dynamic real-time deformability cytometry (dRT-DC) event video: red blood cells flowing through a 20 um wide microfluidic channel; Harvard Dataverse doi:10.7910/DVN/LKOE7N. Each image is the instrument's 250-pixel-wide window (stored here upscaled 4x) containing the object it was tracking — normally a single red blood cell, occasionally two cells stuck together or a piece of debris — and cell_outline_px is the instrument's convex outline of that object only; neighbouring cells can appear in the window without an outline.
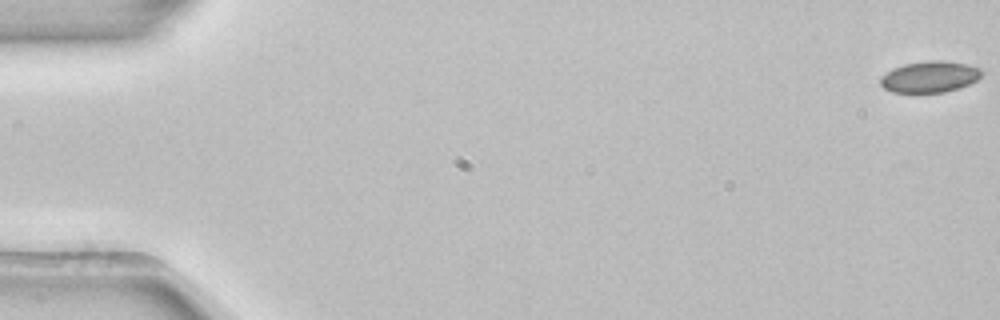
{"species": "common noctule bat (a hibernating species)", "species_latin": "Nyctalus noctula", "temperature_condition": "room temperature", "stored_images_in_passage": 54, "camera_frame_rate_fps": 3000, "um_per_image_px": 0.085, "animal": {"sex": "female", "body_mass_g": 22.7, "forearm_length_mm": 54.2}, "frame": {"image": 1, "passage_image": 1, "time_ms": 0.0, "image_size_px": [1000, 320], "cell_outline_px": [[984, 72], [976, 80], [968, 84], [944, 92], [892, 92], [884, 88], [880, 84], [880, 76], [892, 68], [904, 64], [928, 60], [944, 60], [968, 64], [980, 68]], "centroid_in_image_um": [79.01, 6.51], "position_along_channel_um": 6.0, "area_um2": 18.5}}
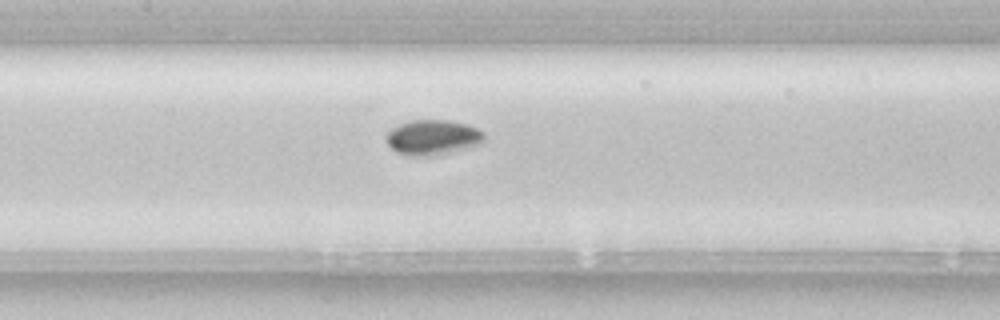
{"frame": {"image": 2, "passage_image": 26, "time_ms": 8.333, "image_size_px": [1000, 320], "cell_outline_px": [[484, 140], [472, 144], [440, 152], [408, 156], [396, 152], [384, 140], [384, 136], [392, 128], [400, 124], [412, 120], [448, 120], [468, 124], [484, 132]], "centroid_in_image_um": [36.67, 11.61], "position_along_channel_um": 170.7, "area_um2": 19.02}}
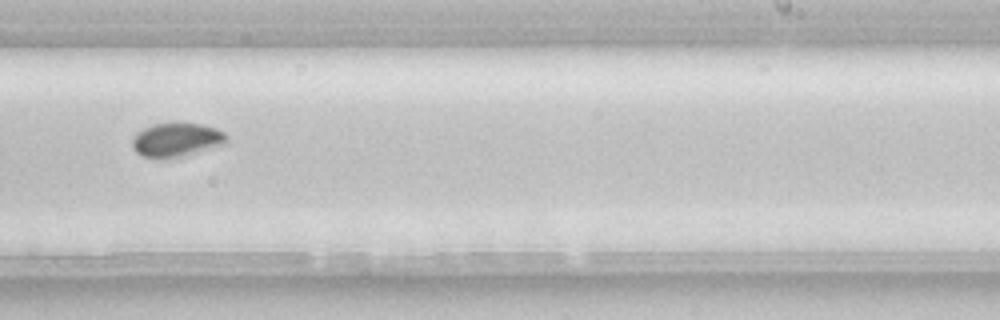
{"frame": {"image": 3, "passage_image": 34, "time_ms": 11.0, "image_size_px": [1000, 320], "cell_outline_px": [[228, 140], [224, 144], [180, 156], [140, 156], [132, 148], [132, 140], [136, 132], [152, 124], [172, 120], [200, 124], [216, 128], [224, 132], [228, 136]], "centroid_in_image_um": [14.99, 11.8], "position_along_channel_um": 274.0, "area_um2": 18.67}, "authors_computed_cell_mechanics": {"area_um2": 18.5538, "velocity_mm_per_s": 3.8991, "shape_relaxation_time_tau1_ms": 1.8804, "shape_relaxation_time_tau2_ms": null, "deformation_change_tau1": 0.0617, "deformation_change_tau2": null}}